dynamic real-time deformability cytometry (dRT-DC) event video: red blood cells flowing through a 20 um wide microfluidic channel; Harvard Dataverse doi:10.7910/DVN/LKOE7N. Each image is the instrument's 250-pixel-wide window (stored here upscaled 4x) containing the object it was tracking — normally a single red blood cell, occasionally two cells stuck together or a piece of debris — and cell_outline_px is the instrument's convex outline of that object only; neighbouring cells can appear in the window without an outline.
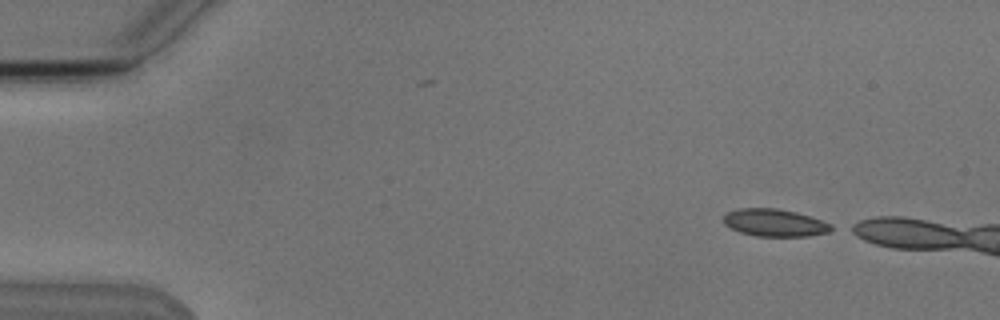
{"species": "Egyptian fruit bat (a non-hibernating species)", "species_latin": "Rousettus aegyptiacus", "temperature_condition": "cold", "stored_images_in_passage": 4, "camera_frame_rate_fps": 3000, "um_per_image_px": 0.085, "animal": {"sex": "male"}, "frame": {"image": 1, "passage_image": 1, "time_ms": 0.0, "image_size_px": [1000, 320], "cell_outline_px": [[836, 228], [828, 232], [808, 236], [756, 236], [740, 232], [724, 224], [724, 216], [728, 212], [740, 208], [776, 208], [796, 212], [832, 224]], "centroid_in_image_um": [65.87, 18.93], "position_along_channel_um": 19.1, "area_um2": 17.11}}